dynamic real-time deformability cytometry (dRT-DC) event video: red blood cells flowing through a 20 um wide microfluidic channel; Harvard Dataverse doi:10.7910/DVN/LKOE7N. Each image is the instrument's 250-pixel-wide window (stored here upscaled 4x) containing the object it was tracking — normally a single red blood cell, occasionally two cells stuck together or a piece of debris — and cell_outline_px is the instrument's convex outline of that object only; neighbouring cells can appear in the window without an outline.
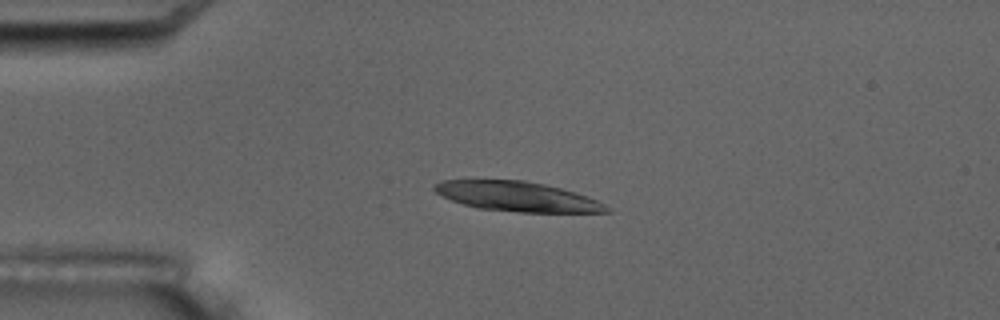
{"species": "common noctule bat (a hibernating species)", "species_latin": "Nyctalus noctula", "temperature_condition": "room temperature", "stored_images_in_passage": 6, "camera_frame_rate_fps": 3000, "um_per_image_px": 0.085, "animal": {"sex": "male", "body_mass_g": 17.5, "forearm_length_mm": 52.3}, "frame": {"image": 1, "passage_image": 3, "time_ms": 3.0, "image_size_px": [1000, 320], "cell_outline_px": [[612, 212], [520, 212], [476, 208], [452, 200], [436, 192], [432, 188], [432, 184], [440, 180], [524, 180], [544, 184], [560, 188], [588, 196], [612, 208]], "centroid_in_image_um": [43.96, 16.7], "position_along_channel_um": 41.0, "area_um2": 29.77}}